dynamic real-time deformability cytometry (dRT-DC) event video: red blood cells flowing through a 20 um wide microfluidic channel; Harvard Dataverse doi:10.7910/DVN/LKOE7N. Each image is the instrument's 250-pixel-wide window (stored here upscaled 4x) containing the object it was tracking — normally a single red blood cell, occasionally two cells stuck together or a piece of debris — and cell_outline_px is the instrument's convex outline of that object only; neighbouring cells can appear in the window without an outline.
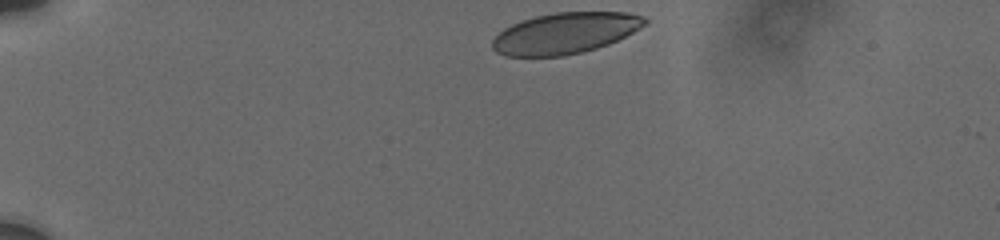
{"species": "human", "species_latin": "Homo sapiens", "temperature_condition": "cold", "stored_images_in_passage": 37, "camera_frame_rate_fps": 3000, "um_per_image_px": 0.085, "donor": {"sex": "male"}, "frame": {"image": 1, "passage_image": 1, "time_ms": 0.0, "image_size_px": [1000, 240], "cell_outline_px": [[648, 20], [644, 24], [632, 32], [608, 44], [596, 48], [580, 52], [560, 56], [504, 56], [496, 52], [492, 48], [492, 40], [504, 28], [512, 24], [536, 16], [556, 12], [628, 12], [644, 16]], "centroid_in_image_um": [48.01, 2.81], "position_along_channel_um": 37.0, "area_um2": 36.13}}
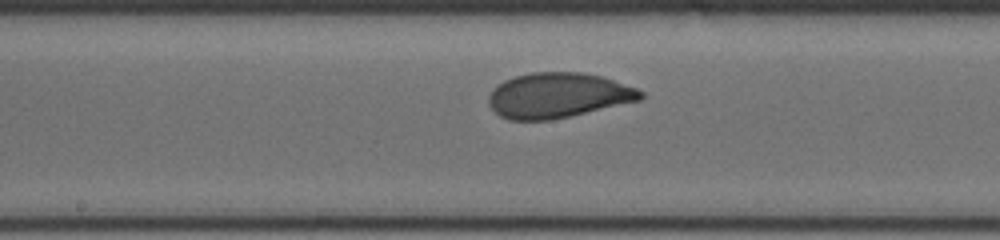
{"frame": {"image": 2, "passage_image": 20, "time_ms": 6.333, "image_size_px": [1000, 240], "cell_outline_px": [[644, 96], [640, 100], [552, 120], [508, 120], [500, 116], [488, 104], [488, 96], [504, 80], [516, 76], [532, 72], [584, 72], [600, 76], [636, 88], [644, 92]], "centroid_in_image_um": [47.43, 8.11], "position_along_channel_um": 200.8, "area_um2": 39.65}}
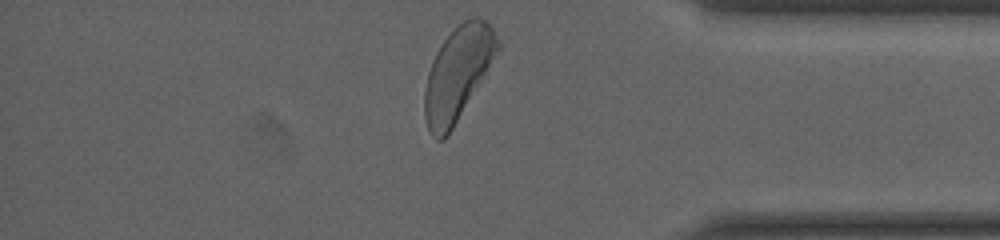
{"frame": {"image": 3, "passage_image": 37, "time_ms": 12.0, "image_size_px": [1000, 240], "cell_outline_px": [[500, 48], [448, 136], [444, 140], [436, 140], [432, 136], [428, 128], [424, 116], [424, 92], [428, 72], [432, 60], [440, 44], [464, 20], [472, 16], [480, 16], [492, 28], [500, 44]], "centroid_in_image_um": [38.88, 6.26], "position_along_channel_um": 396.3, "area_um2": 39.19}, "authors_computed_cell_mechanics": {"area_um2": 39.2462, "velocity_mm_per_s": 3.711, "shape_relaxation_time_tau1_ms": 2.8126, "shape_relaxation_time_tau2_ms": null, "deformation_change_tau1": 0.1214, "deformation_change_tau2": null}}